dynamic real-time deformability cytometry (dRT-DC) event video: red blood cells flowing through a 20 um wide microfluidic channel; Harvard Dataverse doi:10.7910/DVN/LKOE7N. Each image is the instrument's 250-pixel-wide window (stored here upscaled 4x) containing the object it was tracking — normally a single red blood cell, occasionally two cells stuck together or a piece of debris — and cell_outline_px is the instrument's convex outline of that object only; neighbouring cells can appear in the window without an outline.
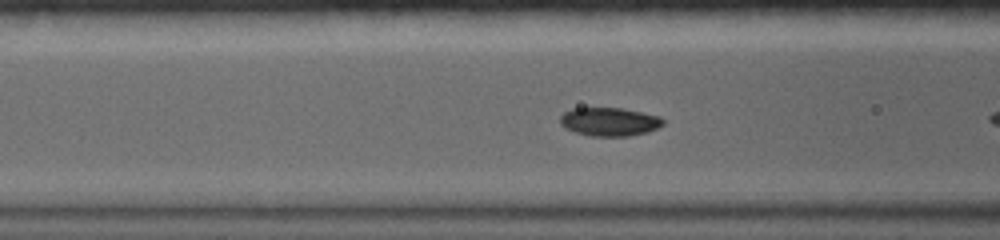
{"species": "common noctule bat (a hibernating species)", "species_latin": "Nyctalus noctula", "temperature_condition": "warm", "stored_images_in_passage": 17, "camera_frame_rate_fps": 5000, "um_per_image_px": 0.085, "animal": {"sex": "female", "body_mass_g": 19.0, "forearm_length_mm": 56.7}, "frame": {"image": 1, "passage_image": 6, "time_ms": 2.8, "image_size_px": [1000, 240], "cell_outline_px": [[664, 124], [648, 132], [628, 136], [588, 136], [564, 128], [560, 124], [560, 116], [564, 112], [572, 108], [620, 108], [660, 116], [664, 120]], "centroid_in_image_um": [51.78, 10.35], "position_along_channel_um": 114.8, "area_um2": 17.11}}
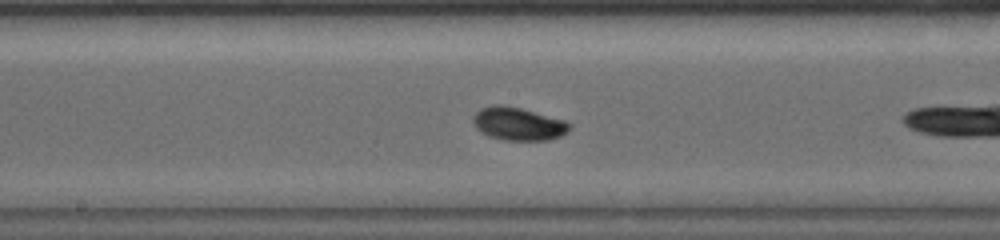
{"frame": {"image": 2, "passage_image": 10, "time_ms": 5.2, "image_size_px": [1000, 240], "cell_outline_px": [[572, 128], [568, 132], [560, 136], [548, 140], [504, 140], [488, 136], [476, 128], [472, 120], [472, 116], [480, 108], [492, 104], [500, 104], [520, 108], [564, 120], [572, 124]], "centroid_in_image_um": [44.04, 10.52], "position_along_channel_um": 204.2, "area_um2": 18.67}}
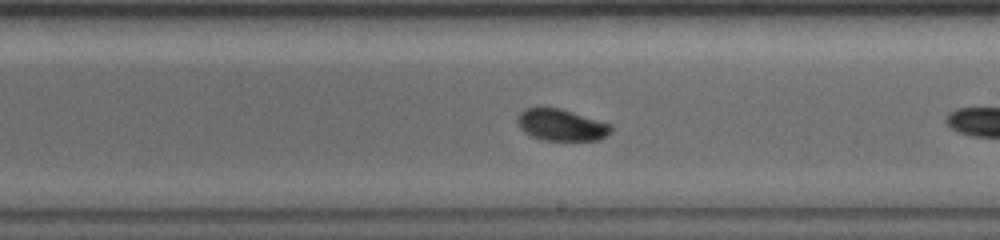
{"frame": {"image": 3, "passage_image": 12, "time_ms": 6.2, "image_size_px": [1000, 240], "cell_outline_px": [[612, 132], [600, 140], [544, 140], [532, 136], [524, 132], [516, 124], [516, 116], [524, 108], [560, 108], [612, 124]], "centroid_in_image_um": [47.7, 10.62], "position_along_channel_um": 241.3, "area_um2": 17.4}}